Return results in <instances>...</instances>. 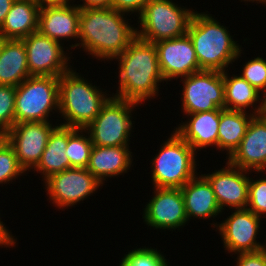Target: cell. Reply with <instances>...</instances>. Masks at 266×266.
I'll list each match as a JSON object with an SVG mask.
<instances>
[{"label":"cell","mask_w":266,"mask_h":266,"mask_svg":"<svg viewBox=\"0 0 266 266\" xmlns=\"http://www.w3.org/2000/svg\"><path fill=\"white\" fill-rule=\"evenodd\" d=\"M126 14L109 8H82L80 13L79 43L85 53L98 60L119 56L137 37V28L126 20ZM132 26V27H131Z\"/></svg>","instance_id":"6da1fadb"},{"label":"cell","mask_w":266,"mask_h":266,"mask_svg":"<svg viewBox=\"0 0 266 266\" xmlns=\"http://www.w3.org/2000/svg\"><path fill=\"white\" fill-rule=\"evenodd\" d=\"M118 89L114 97L142 105L159 93V83H164L157 50L152 42L136 37L117 57Z\"/></svg>","instance_id":"7a4b0ae2"},{"label":"cell","mask_w":266,"mask_h":266,"mask_svg":"<svg viewBox=\"0 0 266 266\" xmlns=\"http://www.w3.org/2000/svg\"><path fill=\"white\" fill-rule=\"evenodd\" d=\"M207 12L193 13L187 34L193 43L200 69L224 72L241 57L242 45L234 41L226 26Z\"/></svg>","instance_id":"3957f363"},{"label":"cell","mask_w":266,"mask_h":266,"mask_svg":"<svg viewBox=\"0 0 266 266\" xmlns=\"http://www.w3.org/2000/svg\"><path fill=\"white\" fill-rule=\"evenodd\" d=\"M71 68L59 77V112L65 119L60 125L86 128L111 97ZM109 97H108V96Z\"/></svg>","instance_id":"277c9868"},{"label":"cell","mask_w":266,"mask_h":266,"mask_svg":"<svg viewBox=\"0 0 266 266\" xmlns=\"http://www.w3.org/2000/svg\"><path fill=\"white\" fill-rule=\"evenodd\" d=\"M152 158V185L157 188H182L197 174L196 152L174 130ZM196 171V172H195Z\"/></svg>","instance_id":"5b68a950"},{"label":"cell","mask_w":266,"mask_h":266,"mask_svg":"<svg viewBox=\"0 0 266 266\" xmlns=\"http://www.w3.org/2000/svg\"><path fill=\"white\" fill-rule=\"evenodd\" d=\"M193 13L172 0H151L138 17L137 37L152 43L181 37L187 34Z\"/></svg>","instance_id":"8992f818"},{"label":"cell","mask_w":266,"mask_h":266,"mask_svg":"<svg viewBox=\"0 0 266 266\" xmlns=\"http://www.w3.org/2000/svg\"><path fill=\"white\" fill-rule=\"evenodd\" d=\"M53 110H59V77L30 76L16 86L15 123L50 121Z\"/></svg>","instance_id":"52a82bcc"},{"label":"cell","mask_w":266,"mask_h":266,"mask_svg":"<svg viewBox=\"0 0 266 266\" xmlns=\"http://www.w3.org/2000/svg\"><path fill=\"white\" fill-rule=\"evenodd\" d=\"M140 104L111 96L100 113L84 128L96 146H129L134 121L132 111Z\"/></svg>","instance_id":"ba28073f"},{"label":"cell","mask_w":266,"mask_h":266,"mask_svg":"<svg viewBox=\"0 0 266 266\" xmlns=\"http://www.w3.org/2000/svg\"><path fill=\"white\" fill-rule=\"evenodd\" d=\"M183 113L194 114L224 109L223 72L201 70L181 78Z\"/></svg>","instance_id":"9c48e42d"},{"label":"cell","mask_w":266,"mask_h":266,"mask_svg":"<svg viewBox=\"0 0 266 266\" xmlns=\"http://www.w3.org/2000/svg\"><path fill=\"white\" fill-rule=\"evenodd\" d=\"M43 183L48 199L59 209L77 205L103 186L86 168L75 167L55 173Z\"/></svg>","instance_id":"30bf717a"},{"label":"cell","mask_w":266,"mask_h":266,"mask_svg":"<svg viewBox=\"0 0 266 266\" xmlns=\"http://www.w3.org/2000/svg\"><path fill=\"white\" fill-rule=\"evenodd\" d=\"M230 216L214 224L219 235L222 237L223 245L228 253L257 252L266 248V243L257 242V235L260 233L262 219L253 212L245 209H235ZM259 232V233H258Z\"/></svg>","instance_id":"8fae6325"},{"label":"cell","mask_w":266,"mask_h":266,"mask_svg":"<svg viewBox=\"0 0 266 266\" xmlns=\"http://www.w3.org/2000/svg\"><path fill=\"white\" fill-rule=\"evenodd\" d=\"M27 54L28 70L30 76L60 77L68 72L70 58L64 51V43L56 42L36 31L22 39ZM69 61V62H68Z\"/></svg>","instance_id":"7c38bea8"},{"label":"cell","mask_w":266,"mask_h":266,"mask_svg":"<svg viewBox=\"0 0 266 266\" xmlns=\"http://www.w3.org/2000/svg\"><path fill=\"white\" fill-rule=\"evenodd\" d=\"M52 125L50 121L15 123L5 134L25 172L33 170L40 161L49 135L56 127Z\"/></svg>","instance_id":"4fadbf2b"},{"label":"cell","mask_w":266,"mask_h":266,"mask_svg":"<svg viewBox=\"0 0 266 266\" xmlns=\"http://www.w3.org/2000/svg\"><path fill=\"white\" fill-rule=\"evenodd\" d=\"M153 189L154 195L145 205L142 215L148 226L173 231L189 222L180 188L153 187Z\"/></svg>","instance_id":"5bb4252c"},{"label":"cell","mask_w":266,"mask_h":266,"mask_svg":"<svg viewBox=\"0 0 266 266\" xmlns=\"http://www.w3.org/2000/svg\"><path fill=\"white\" fill-rule=\"evenodd\" d=\"M164 80L181 79L201 71L193 43L188 34L154 43Z\"/></svg>","instance_id":"9a60e30c"},{"label":"cell","mask_w":266,"mask_h":266,"mask_svg":"<svg viewBox=\"0 0 266 266\" xmlns=\"http://www.w3.org/2000/svg\"><path fill=\"white\" fill-rule=\"evenodd\" d=\"M222 169L202 174L210 183L216 201L221 209H245L248 205V186L251 171L240 169L231 165L228 161Z\"/></svg>","instance_id":"2e32d148"},{"label":"cell","mask_w":266,"mask_h":266,"mask_svg":"<svg viewBox=\"0 0 266 266\" xmlns=\"http://www.w3.org/2000/svg\"><path fill=\"white\" fill-rule=\"evenodd\" d=\"M227 159L240 169L266 174V116L252 117L238 148Z\"/></svg>","instance_id":"e0dca14e"},{"label":"cell","mask_w":266,"mask_h":266,"mask_svg":"<svg viewBox=\"0 0 266 266\" xmlns=\"http://www.w3.org/2000/svg\"><path fill=\"white\" fill-rule=\"evenodd\" d=\"M81 9L75 4L40 7L38 31L56 42L79 39Z\"/></svg>","instance_id":"ac0fdd59"},{"label":"cell","mask_w":266,"mask_h":266,"mask_svg":"<svg viewBox=\"0 0 266 266\" xmlns=\"http://www.w3.org/2000/svg\"><path fill=\"white\" fill-rule=\"evenodd\" d=\"M188 121L180 123L174 131L195 151L213 146L217 149L220 108L212 111L186 114Z\"/></svg>","instance_id":"d6986e66"},{"label":"cell","mask_w":266,"mask_h":266,"mask_svg":"<svg viewBox=\"0 0 266 266\" xmlns=\"http://www.w3.org/2000/svg\"><path fill=\"white\" fill-rule=\"evenodd\" d=\"M133 154L129 146L93 145L87 170L103 185L106 179L127 173L132 167Z\"/></svg>","instance_id":"ffe728a7"},{"label":"cell","mask_w":266,"mask_h":266,"mask_svg":"<svg viewBox=\"0 0 266 266\" xmlns=\"http://www.w3.org/2000/svg\"><path fill=\"white\" fill-rule=\"evenodd\" d=\"M180 189L188 221L191 217L206 220L222 213L210 183L202 174L193 177Z\"/></svg>","instance_id":"44dd1931"},{"label":"cell","mask_w":266,"mask_h":266,"mask_svg":"<svg viewBox=\"0 0 266 266\" xmlns=\"http://www.w3.org/2000/svg\"><path fill=\"white\" fill-rule=\"evenodd\" d=\"M39 11L35 0H15L0 27V35L4 39L22 40L38 31Z\"/></svg>","instance_id":"7402d4cb"},{"label":"cell","mask_w":266,"mask_h":266,"mask_svg":"<svg viewBox=\"0 0 266 266\" xmlns=\"http://www.w3.org/2000/svg\"><path fill=\"white\" fill-rule=\"evenodd\" d=\"M30 77L23 40L6 39L0 52V85L18 86Z\"/></svg>","instance_id":"603a6c76"},{"label":"cell","mask_w":266,"mask_h":266,"mask_svg":"<svg viewBox=\"0 0 266 266\" xmlns=\"http://www.w3.org/2000/svg\"><path fill=\"white\" fill-rule=\"evenodd\" d=\"M56 125L49 135L40 161L33 170L42 173L43 181L55 173L70 168L69 158L65 152L68 144V127L59 123Z\"/></svg>","instance_id":"cb8c5ba5"},{"label":"cell","mask_w":266,"mask_h":266,"mask_svg":"<svg viewBox=\"0 0 266 266\" xmlns=\"http://www.w3.org/2000/svg\"><path fill=\"white\" fill-rule=\"evenodd\" d=\"M249 112L220 108L217 150H226L228 158L238 148L245 136L247 127L254 116Z\"/></svg>","instance_id":"d4e9b609"},{"label":"cell","mask_w":266,"mask_h":266,"mask_svg":"<svg viewBox=\"0 0 266 266\" xmlns=\"http://www.w3.org/2000/svg\"><path fill=\"white\" fill-rule=\"evenodd\" d=\"M224 81V109L246 111L258 115L260 108V91L250 85L240 75L230 77L227 70L223 72ZM258 103V105H256ZM247 108V109H246Z\"/></svg>","instance_id":"484cf974"},{"label":"cell","mask_w":266,"mask_h":266,"mask_svg":"<svg viewBox=\"0 0 266 266\" xmlns=\"http://www.w3.org/2000/svg\"><path fill=\"white\" fill-rule=\"evenodd\" d=\"M92 148L93 143L85 129L68 127V144L65 152L69 158L70 168H87Z\"/></svg>","instance_id":"4316f807"},{"label":"cell","mask_w":266,"mask_h":266,"mask_svg":"<svg viewBox=\"0 0 266 266\" xmlns=\"http://www.w3.org/2000/svg\"><path fill=\"white\" fill-rule=\"evenodd\" d=\"M26 174L20 166L14 148L5 139L0 144V184H9Z\"/></svg>","instance_id":"83f0119b"},{"label":"cell","mask_w":266,"mask_h":266,"mask_svg":"<svg viewBox=\"0 0 266 266\" xmlns=\"http://www.w3.org/2000/svg\"><path fill=\"white\" fill-rule=\"evenodd\" d=\"M165 255L152 247L135 248L124 255L119 266H168Z\"/></svg>","instance_id":"f1b7e54d"},{"label":"cell","mask_w":266,"mask_h":266,"mask_svg":"<svg viewBox=\"0 0 266 266\" xmlns=\"http://www.w3.org/2000/svg\"><path fill=\"white\" fill-rule=\"evenodd\" d=\"M16 87L0 85V133L6 134L15 124Z\"/></svg>","instance_id":"f546056e"},{"label":"cell","mask_w":266,"mask_h":266,"mask_svg":"<svg viewBox=\"0 0 266 266\" xmlns=\"http://www.w3.org/2000/svg\"><path fill=\"white\" fill-rule=\"evenodd\" d=\"M247 209L257 216L266 217V176L258 180L250 178Z\"/></svg>","instance_id":"4dcf8cb0"},{"label":"cell","mask_w":266,"mask_h":266,"mask_svg":"<svg viewBox=\"0 0 266 266\" xmlns=\"http://www.w3.org/2000/svg\"><path fill=\"white\" fill-rule=\"evenodd\" d=\"M242 69L240 76L250 85L260 92L266 87V59L256 57L246 62Z\"/></svg>","instance_id":"1f68e13d"},{"label":"cell","mask_w":266,"mask_h":266,"mask_svg":"<svg viewBox=\"0 0 266 266\" xmlns=\"http://www.w3.org/2000/svg\"><path fill=\"white\" fill-rule=\"evenodd\" d=\"M151 0H113L111 4V8L122 12L124 14H138L139 17L144 10L146 4H148Z\"/></svg>","instance_id":"d6a6232c"},{"label":"cell","mask_w":266,"mask_h":266,"mask_svg":"<svg viewBox=\"0 0 266 266\" xmlns=\"http://www.w3.org/2000/svg\"><path fill=\"white\" fill-rule=\"evenodd\" d=\"M236 266H266V248L257 252L237 253Z\"/></svg>","instance_id":"836d02e7"},{"label":"cell","mask_w":266,"mask_h":266,"mask_svg":"<svg viewBox=\"0 0 266 266\" xmlns=\"http://www.w3.org/2000/svg\"><path fill=\"white\" fill-rule=\"evenodd\" d=\"M11 231H9L8 228H6L5 224H3V222L1 221L0 218V246L1 247H14L16 246V239L14 238L13 235H11L12 233H10Z\"/></svg>","instance_id":"e575fe53"},{"label":"cell","mask_w":266,"mask_h":266,"mask_svg":"<svg viewBox=\"0 0 266 266\" xmlns=\"http://www.w3.org/2000/svg\"><path fill=\"white\" fill-rule=\"evenodd\" d=\"M81 1V0H80ZM83 4L77 6L82 8H109L113 0H82Z\"/></svg>","instance_id":"d590c367"},{"label":"cell","mask_w":266,"mask_h":266,"mask_svg":"<svg viewBox=\"0 0 266 266\" xmlns=\"http://www.w3.org/2000/svg\"><path fill=\"white\" fill-rule=\"evenodd\" d=\"M15 0H0V27Z\"/></svg>","instance_id":"8d00e7d4"},{"label":"cell","mask_w":266,"mask_h":266,"mask_svg":"<svg viewBox=\"0 0 266 266\" xmlns=\"http://www.w3.org/2000/svg\"><path fill=\"white\" fill-rule=\"evenodd\" d=\"M35 1L38 3L40 7H43V6L68 5L72 0H35Z\"/></svg>","instance_id":"74e56055"},{"label":"cell","mask_w":266,"mask_h":266,"mask_svg":"<svg viewBox=\"0 0 266 266\" xmlns=\"http://www.w3.org/2000/svg\"><path fill=\"white\" fill-rule=\"evenodd\" d=\"M260 108L258 115L266 116V87L260 92Z\"/></svg>","instance_id":"f35d334b"},{"label":"cell","mask_w":266,"mask_h":266,"mask_svg":"<svg viewBox=\"0 0 266 266\" xmlns=\"http://www.w3.org/2000/svg\"><path fill=\"white\" fill-rule=\"evenodd\" d=\"M242 1H244V2H245V1H246V2H252V3H253V2H256V3H258V4L262 3V5L265 4V6H266V0H241V2H242Z\"/></svg>","instance_id":"ab89813d"},{"label":"cell","mask_w":266,"mask_h":266,"mask_svg":"<svg viewBox=\"0 0 266 266\" xmlns=\"http://www.w3.org/2000/svg\"><path fill=\"white\" fill-rule=\"evenodd\" d=\"M6 39H4L1 35H0V52L3 46V43L5 42Z\"/></svg>","instance_id":"60d3db41"},{"label":"cell","mask_w":266,"mask_h":266,"mask_svg":"<svg viewBox=\"0 0 266 266\" xmlns=\"http://www.w3.org/2000/svg\"><path fill=\"white\" fill-rule=\"evenodd\" d=\"M5 140V135L0 133V144Z\"/></svg>","instance_id":"b9f144b4"}]
</instances>
